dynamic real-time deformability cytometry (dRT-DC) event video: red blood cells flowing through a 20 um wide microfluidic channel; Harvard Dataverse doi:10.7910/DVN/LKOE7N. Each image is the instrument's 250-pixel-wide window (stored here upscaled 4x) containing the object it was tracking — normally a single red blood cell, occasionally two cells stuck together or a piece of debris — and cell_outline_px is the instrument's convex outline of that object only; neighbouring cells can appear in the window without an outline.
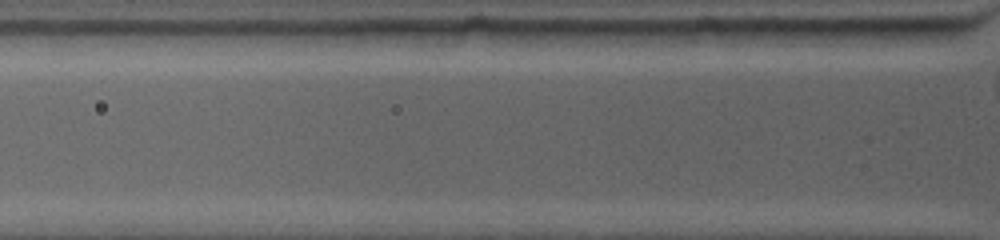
{"species": "common noctule bat (a hibernating species)", "species_latin": "Nyctalus noctula", "temperature_condition": "warm", "stored_images_in_passage": 3, "segment_of_instrument_passage": [2, 2], "camera_frame_rate_fps": 4500, "um_per_image_px": 0.085, "animal": {"sex": "female", "body_mass_g": 19.0, "forearm_length_mm": 53.3}, "frame": {"image": 1, "passage_image": 3, "time_ms": 0.889, "image_size_px": [1000, 240], "cell_outline_px": [[964, 28], [956, 36], [940, 44], [876, 48], [824, 44], [824, 28]], "centroid_in_image_um": [75.5, 3.12], "position_along_channel_um": 50.3, "area_um2": 16.7}}